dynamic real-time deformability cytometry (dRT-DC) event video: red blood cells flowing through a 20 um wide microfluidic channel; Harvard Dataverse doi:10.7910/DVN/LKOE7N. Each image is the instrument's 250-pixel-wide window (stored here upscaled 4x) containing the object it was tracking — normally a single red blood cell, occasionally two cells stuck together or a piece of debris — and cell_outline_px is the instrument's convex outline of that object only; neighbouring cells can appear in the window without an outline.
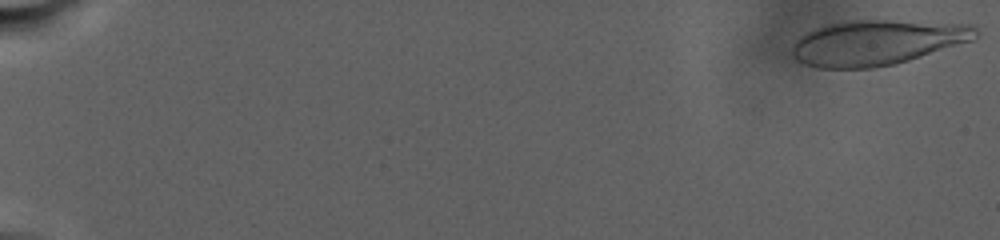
{"species": "human", "species_latin": "Homo sapiens", "temperature_condition": "warm", "stored_images_in_passage": 66, "camera_frame_rate_fps": 3000, "um_per_image_px": 0.085, "donor": {"sex": "male"}, "frame": {"image": 1, "passage_image": 1, "time_ms": 0.0, "image_size_px": [1000, 240], "cell_outline_px": [[976, 36], [972, 40], [896, 64], [872, 68], [816, 68], [804, 64], [796, 60], [792, 56], [792, 48], [796, 40], [800, 36], [816, 28], [828, 24], [848, 20], [888, 20], [976, 24]], "centroid_in_image_um": [74.52, 3.61], "position_along_channel_um": 10.5, "area_um2": 48.32}}
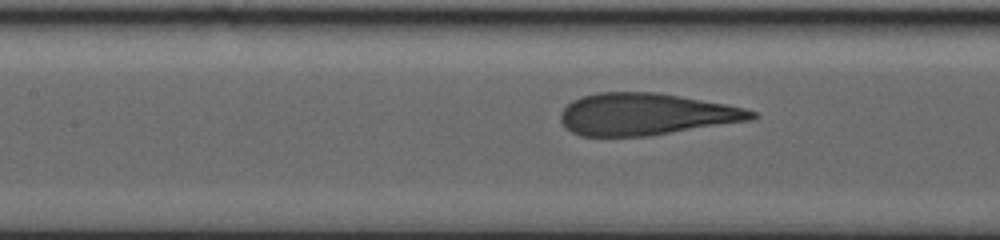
{"frame": {"image": 2, "passage_image": 40, "time_ms": 15.0, "image_size_px": [1000, 240], "cell_outline_px": [[760, 116], [752, 120], [648, 136], [580, 136], [564, 128], [560, 120], [560, 112], [572, 100], [580, 96], [596, 92], [656, 92], [724, 104], [744, 108], [756, 112]], "centroid_in_image_um": [54.86, 9.71], "position_along_channel_um": 152.5, "area_um2": 46.76}}
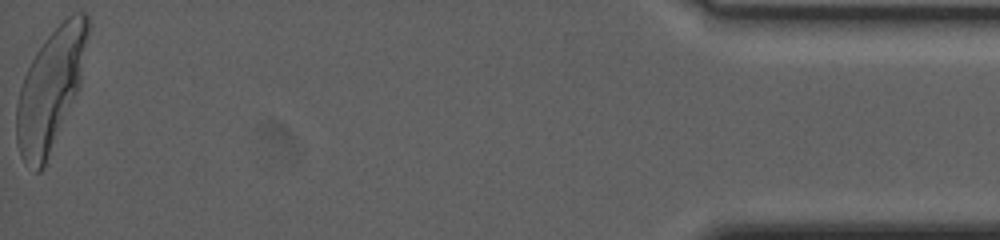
{"frame": {"image": 3, "passage_image": 66, "time_ms": 30.333, "image_size_px": [1000, 240], "cell_outline_px": [[92, 24], [80, 88], [44, 164], [40, 172], [36, 172], [20, 156], [16, 144], [16, 104], [20, 88], [24, 76], [36, 52], [44, 40], [72, 12], [84, 12], [88, 16]], "centroid_in_image_um": [4.34, 7.52], "position_along_channel_um": 430.9, "area_um2": 50.11}, "authors_computed_cell_mechanics": {"area_um2": 47.3093, "velocity_mm_per_s": 2.3305, "shape_relaxation_time_tau1_ms": 8.3555, "shape_relaxation_time_tau2_ms": null, "deformation_change_tau1": 0.257, "deformation_change_tau2": null}}